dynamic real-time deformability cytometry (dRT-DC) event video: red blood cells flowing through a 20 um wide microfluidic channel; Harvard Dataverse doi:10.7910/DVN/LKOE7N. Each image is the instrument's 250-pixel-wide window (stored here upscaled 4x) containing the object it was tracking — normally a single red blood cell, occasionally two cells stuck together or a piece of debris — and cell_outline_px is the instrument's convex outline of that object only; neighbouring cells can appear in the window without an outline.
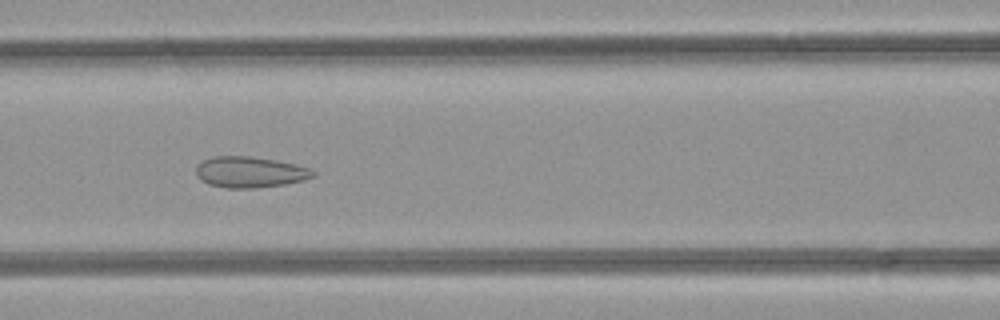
{"species": "common noctule bat (a hibernating species)", "species_latin": "Nyctalus noctula", "temperature_condition": "room temperature", "stored_images_in_passage": 38, "camera_frame_rate_fps": 3000, "um_per_image_px": 0.085, "animal": {"sex": "female", "body_mass_g": 21.9}, "frame": {"image": 1, "passage_image": 10, "time_ms": 3.0, "image_size_px": [1000, 320], "cell_outline_px": [[316, 176], [304, 180], [288, 184], [256, 188], [224, 188], [208, 184], [200, 180], [196, 176], [196, 168], [204, 160], [216, 156], [248, 156], [276, 160], [296, 164], [312, 168], [316, 172]], "centroid_in_image_um": [21.3, 14.64], "position_along_channel_um": 145.3, "area_um2": 21.39}}
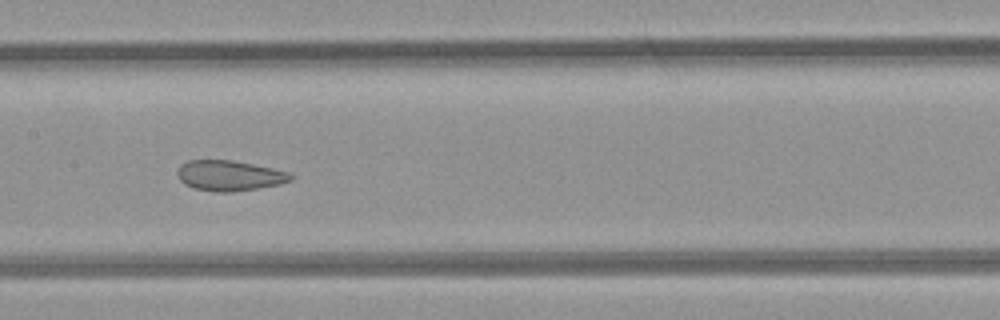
{"frame": {"image": 2, "passage_image": 13, "time_ms": 4.0, "image_size_px": [1000, 320], "cell_outline_px": [[292, 180], [280, 184], [232, 192], [216, 192], [196, 188], [184, 184], [176, 176], [176, 172], [180, 164], [188, 160], [232, 160], [292, 172]], "centroid_in_image_um": [19.48, 14.92], "position_along_channel_um": 187.9, "area_um2": 20.11}}
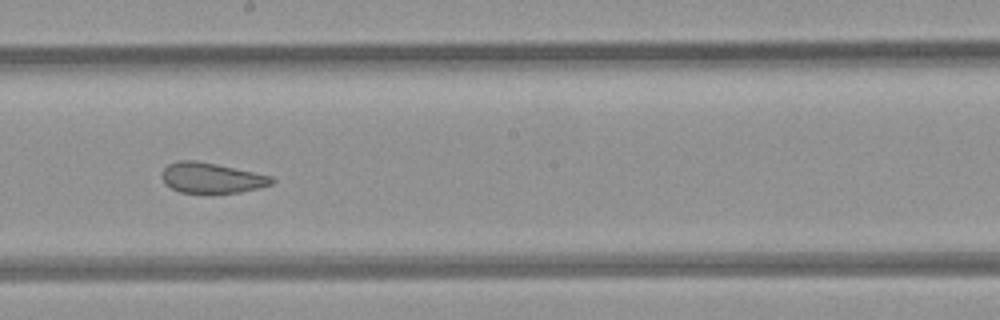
{"frame": {"image": 3, "passage_image": 16, "time_ms": 5.0, "image_size_px": [1000, 320], "cell_outline_px": [[276, 180], [272, 184], [240, 192], [180, 192], [164, 184], [160, 176], [164, 168], [168, 164], [180, 160], [196, 160], [216, 164], [272, 176]], "centroid_in_image_um": [17.95, 15.11], "position_along_channel_um": 230.3, "area_um2": 19.25}, "authors_computed_cell_mechanics": {"area_um2": 21.4438, "velocity_mm_per_s": 4.2627, "shape_relaxation_time_tau1_ms": null, "shape_relaxation_time_tau2_ms": 0.9985, "deformation_change_tau1": null, "deformation_change_tau2": 0.0703}}